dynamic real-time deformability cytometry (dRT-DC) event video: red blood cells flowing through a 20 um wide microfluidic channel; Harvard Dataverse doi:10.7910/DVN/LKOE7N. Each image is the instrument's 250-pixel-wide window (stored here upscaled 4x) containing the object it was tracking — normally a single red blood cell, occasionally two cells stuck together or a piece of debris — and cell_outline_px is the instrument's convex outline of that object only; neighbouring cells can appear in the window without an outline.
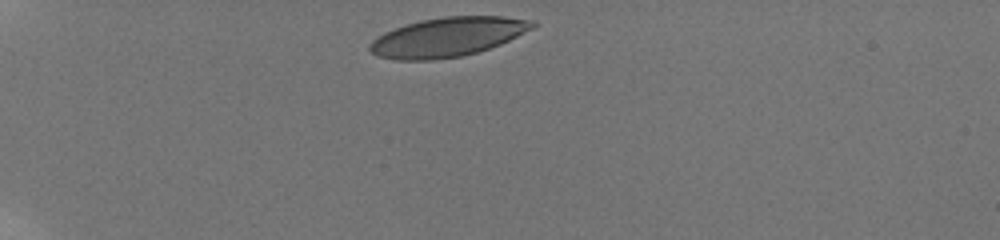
{"species": "human", "species_latin": "Homo sapiens", "temperature_condition": "room temperature", "stored_images_in_passage": 31, "camera_frame_rate_fps": 3000, "um_per_image_px": 0.085, "donor": {"sex": "male"}, "frame": {"image": 1, "passage_image": 1, "time_ms": 0.0, "image_size_px": [1000, 240], "cell_outline_px": [[536, 24], [532, 28], [500, 44], [476, 52], [460, 56], [432, 60], [396, 60], [376, 56], [368, 48], [368, 44], [376, 36], [384, 32], [420, 20], [444, 16], [504, 16], [536, 20]], "centroid_in_image_um": [38.01, 3.14], "position_along_channel_um": 47.0, "area_um2": 37.11}}
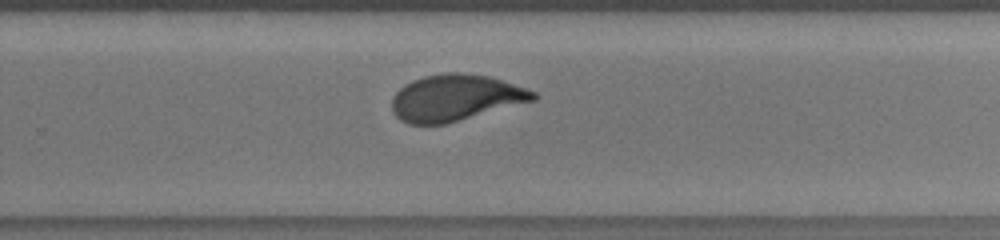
{"frame": {"image": 2, "passage_image": 23, "time_ms": 8.0, "image_size_px": [1000, 240], "cell_outline_px": [[540, 96], [536, 100], [444, 124], [408, 124], [400, 120], [392, 112], [392, 96], [404, 84], [412, 80], [424, 76], [448, 72], [460, 72], [488, 76], [528, 88], [536, 92]], "centroid_in_image_um": [38.72, 8.3], "position_along_channel_um": 291.1, "area_um2": 38.32}}
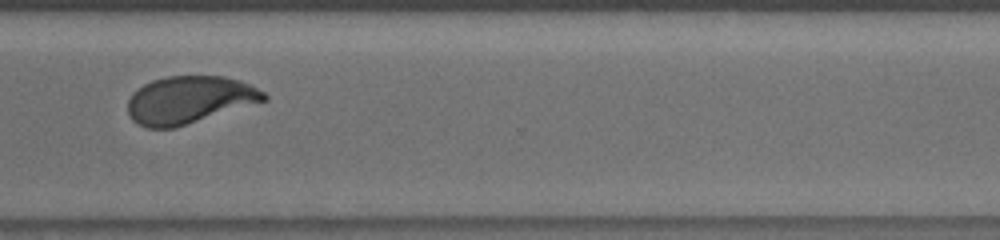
{"frame": {"image": 3, "passage_image": 28, "time_ms": 9.667, "image_size_px": [1000, 240], "cell_outline_px": [[268, 100], [172, 128], [144, 128], [136, 124], [132, 120], [128, 112], [128, 100], [132, 92], [144, 84], [152, 80], [164, 76], [224, 76], [240, 80], [264, 92], [268, 96]], "centroid_in_image_um": [16.06, 8.48], "position_along_channel_um": 354.5, "area_um2": 37.63}, "authors_computed_cell_mechanics": {"area_um2": 38.6682, "velocity_mm_per_s": 3.7802, "shape_relaxation_time_tau1_ms": 4.3511, "shape_relaxation_time_tau2_ms": 0.7617, "deformation_change_tau1": 0.1938, "deformation_change_tau2": 0.0753}}